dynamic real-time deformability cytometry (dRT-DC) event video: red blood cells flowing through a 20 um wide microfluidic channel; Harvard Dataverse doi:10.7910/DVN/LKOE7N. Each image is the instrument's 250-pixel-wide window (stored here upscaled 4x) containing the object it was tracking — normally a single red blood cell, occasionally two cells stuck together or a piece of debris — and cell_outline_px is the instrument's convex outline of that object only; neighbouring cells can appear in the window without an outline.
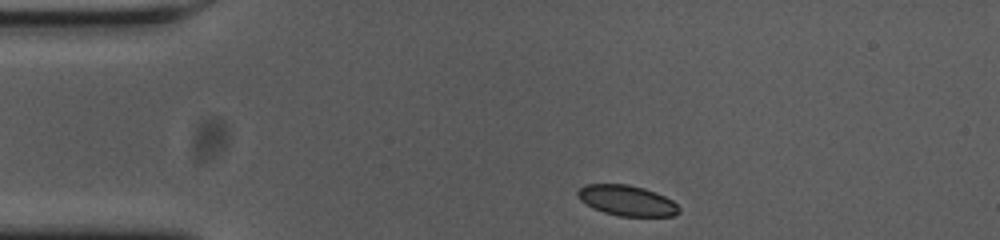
{"species": "common noctule bat (a hibernating species)", "species_latin": "Nyctalus noctula", "temperature_condition": "cold", "stored_images_in_passage": 46, "camera_frame_rate_fps": 3000, "um_per_image_px": 0.085, "animal": {"sex": "female", "body_mass_g": 23.0, "forearm_length_mm": 53.4}, "frame": {"image": 1, "passage_image": 1, "time_ms": 0.0, "image_size_px": [1000, 240], "cell_outline_px": [[680, 212], [676, 216], [620, 216], [604, 212], [592, 208], [580, 200], [576, 196], [576, 192], [584, 184], [628, 184], [644, 188], [656, 192], [672, 200], [680, 208]], "centroid_in_image_um": [53.28, 17.04], "position_along_channel_um": 31.7, "area_um2": 18.15}}
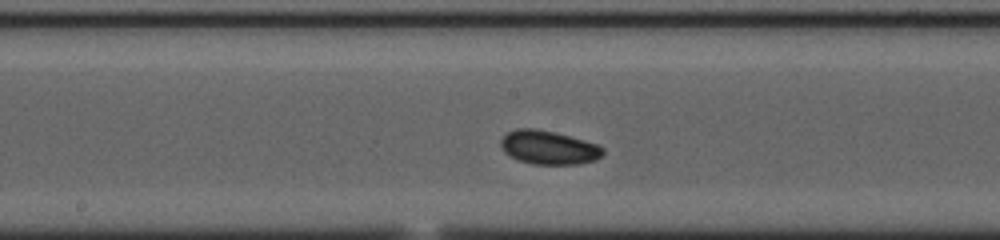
{"frame": {"image": 2, "passage_image": 19, "time_ms": 6.0, "image_size_px": [1000, 240], "cell_outline_px": [[604, 152], [596, 160], [576, 164], [532, 164], [520, 160], [504, 152], [500, 144], [500, 140], [508, 132], [516, 128], [532, 128], [556, 132], [600, 144], [604, 148]], "centroid_in_image_um": [46.66, 12.52], "position_along_channel_um": 201.5, "area_um2": 20.11}}
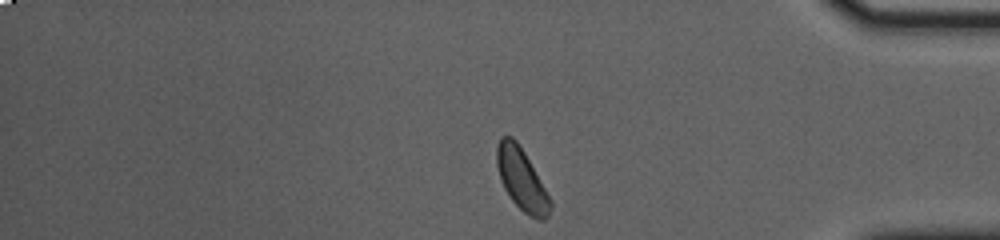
{"frame": {"image": 3, "passage_image": 37, "time_ms": 12.0, "image_size_px": [1000, 240], "cell_outline_px": [[552, 208], [548, 216], [544, 220], [536, 220], [528, 216], [512, 200], [504, 188], [500, 180], [496, 164], [496, 148], [500, 136], [512, 136], [516, 140], [524, 152], [552, 200]], "centroid_in_image_um": [44.34, 15.27], "position_along_channel_um": 390.9, "area_um2": 19.36}}